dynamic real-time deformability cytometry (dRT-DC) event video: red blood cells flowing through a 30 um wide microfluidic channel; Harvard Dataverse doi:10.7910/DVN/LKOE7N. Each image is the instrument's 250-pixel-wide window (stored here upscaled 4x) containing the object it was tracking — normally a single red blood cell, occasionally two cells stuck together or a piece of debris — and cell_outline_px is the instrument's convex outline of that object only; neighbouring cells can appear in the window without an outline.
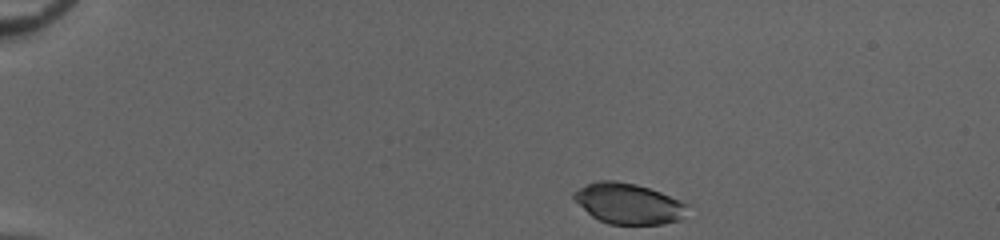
{"species": "common noctule bat (a hibernating species)", "species_latin": "Nyctalus noctula", "temperature_condition": "cold", "stored_images_in_passage": 43, "camera_frame_rate_fps": 3000, "um_per_image_px": 0.085, "animal": {"sex": "female", "body_mass_g": 20.0, "forearm_length_mm": 54.0}, "frame": {"image": 1, "passage_image": 1, "time_ms": 0.0, "image_size_px": [1000, 240], "cell_outline_px": [[688, 204], [680, 220], [664, 224], [608, 224], [592, 216], [572, 196], [572, 192], [596, 180], [616, 180], [636, 184], [660, 192], [680, 200]], "centroid_in_image_um": [53.41, 17.3], "position_along_channel_um": 31.6, "area_um2": 26.59}}
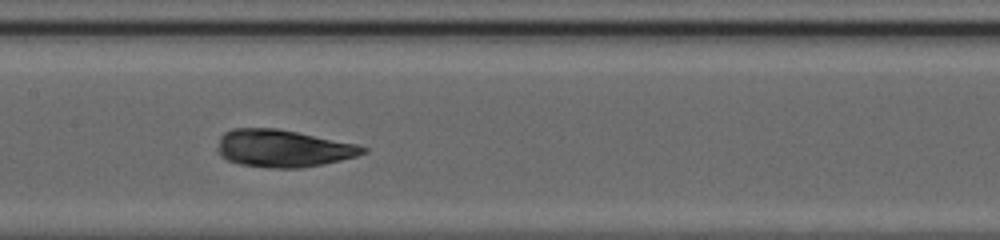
{"frame": {"image": 2, "passage_image": 19, "time_ms": 6.0, "image_size_px": [1000, 240], "cell_outline_px": [[368, 152], [356, 156], [324, 164], [300, 168], [268, 168], [240, 164], [228, 160], [220, 156], [220, 136], [224, 132], [232, 128], [276, 128], [360, 144], [368, 148]], "centroid_in_image_um": [24.11, 12.61], "position_along_channel_um": 183.3, "area_um2": 31.67}}
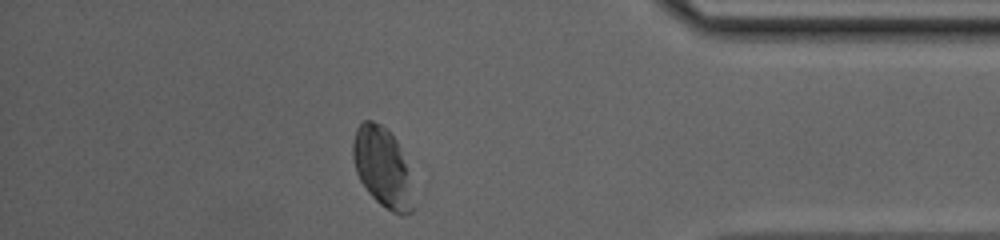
{"frame": {"image": 3, "passage_image": 37, "time_ms": 12.0, "image_size_px": [1000, 240], "cell_outline_px": [[416, 208], [412, 212], [404, 216], [400, 216], [392, 212], [380, 204], [368, 192], [360, 180], [356, 172], [352, 156], [352, 140], [356, 128], [364, 120], [372, 120], [380, 124], [396, 140], [400, 148]], "centroid_in_image_um": [32.48, 14.26], "position_along_channel_um": 402.7, "area_um2": 27.8}}